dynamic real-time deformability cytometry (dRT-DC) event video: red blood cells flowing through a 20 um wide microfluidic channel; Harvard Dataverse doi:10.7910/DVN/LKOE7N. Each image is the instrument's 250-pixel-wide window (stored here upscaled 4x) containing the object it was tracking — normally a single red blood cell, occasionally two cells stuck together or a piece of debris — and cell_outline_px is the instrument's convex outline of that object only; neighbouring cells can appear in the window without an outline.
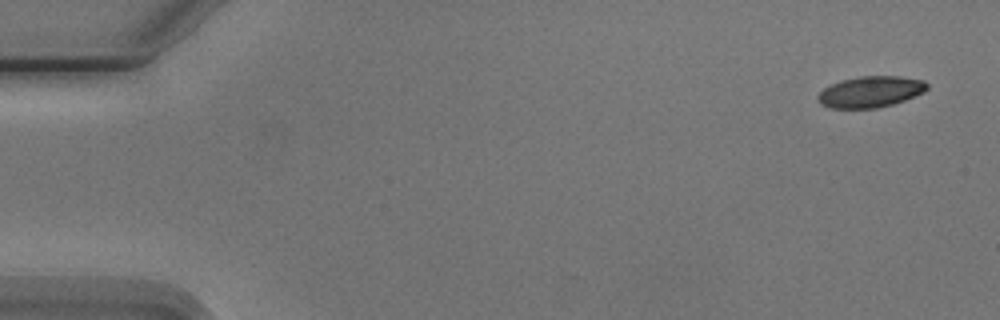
{"species": "Egyptian fruit bat (a non-hibernating species)", "species_latin": "Rousettus aegyptiacus", "temperature_condition": "cold", "stored_images_in_passage": 5, "camera_frame_rate_fps": 3000, "um_per_image_px": 0.085, "animal": {"sex": "male"}, "frame": {"image": 1, "passage_image": 1, "time_ms": 0.0, "image_size_px": [1000, 320], "cell_outline_px": [[928, 88], [924, 92], [904, 100], [892, 104], [876, 108], [832, 108], [820, 104], [816, 96], [824, 88], [840, 80], [860, 76], [900, 76], [924, 80], [928, 84]], "centroid_in_image_um": [73.99, 7.79], "position_along_channel_um": 11.0, "area_um2": 19.83}}
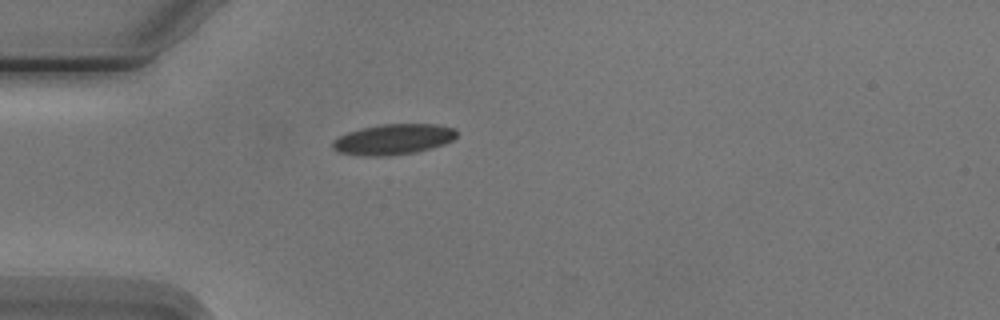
{"frame": {"image": 2, "passage_image": 4, "time_ms": 4.333, "image_size_px": [1000, 320], "cell_outline_px": [[456, 136], [452, 140], [444, 144], [432, 148], [416, 152], [388, 156], [364, 156], [340, 152], [332, 148], [332, 144], [340, 136], [348, 132], [364, 128], [384, 124], [436, 124], [456, 128]], "centroid_in_image_um": [33.48, 11.85], "position_along_channel_um": 51.5, "area_um2": 21.91}}